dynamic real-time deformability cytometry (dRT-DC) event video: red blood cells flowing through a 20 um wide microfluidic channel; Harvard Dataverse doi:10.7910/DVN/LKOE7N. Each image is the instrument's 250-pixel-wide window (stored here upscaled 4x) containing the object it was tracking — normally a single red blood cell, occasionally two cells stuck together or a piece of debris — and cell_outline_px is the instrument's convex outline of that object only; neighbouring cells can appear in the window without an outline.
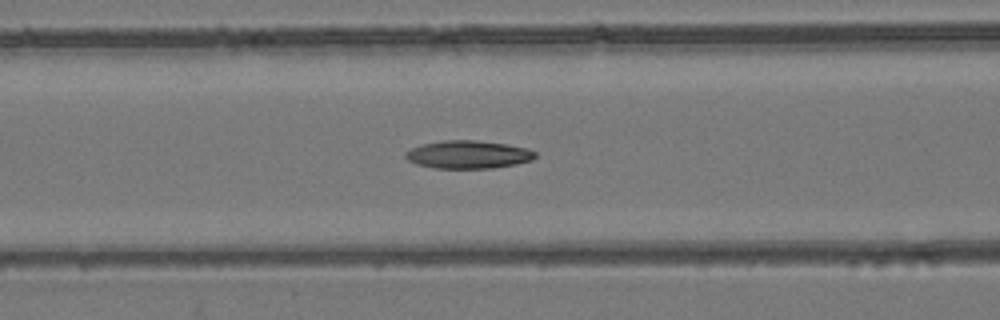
{"species": "common noctule bat (a hibernating species)", "species_latin": "Nyctalus noctula", "temperature_condition": "room temperature", "stored_images_in_passage": 54, "camera_frame_rate_fps": 3000, "um_per_image_px": 0.085, "animal": {"sex": "female", "body_mass_g": 24.6, "forearm_length_mm": 56.2}, "frame": {"image": 1, "passage_image": 23, "time_ms": 7.333, "image_size_px": [1000, 320], "cell_outline_px": [[536, 156], [532, 160], [516, 164], [492, 168], [432, 168], [416, 164], [408, 160], [404, 156], [404, 152], [412, 148], [424, 144], [440, 140], [476, 140], [508, 144], [528, 148], [536, 152]], "centroid_in_image_um": [39.8, 13.13], "position_along_channel_um": 126.8, "area_um2": 21.27}}
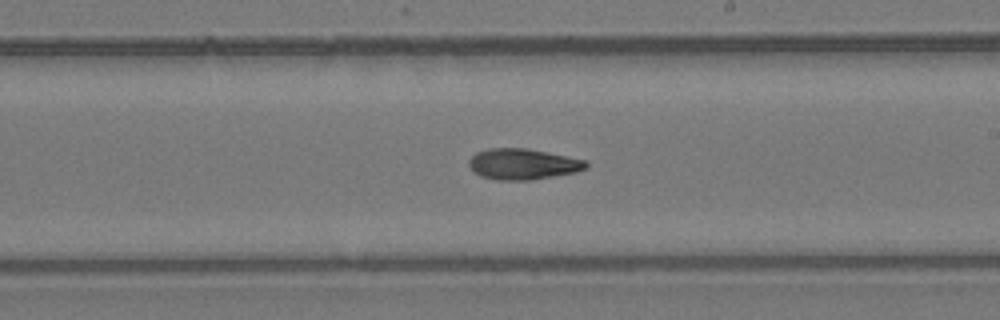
{"frame": {"image": 2, "passage_image": 32, "time_ms": 10.333, "image_size_px": [1000, 320], "cell_outline_px": [[588, 168], [576, 172], [532, 180], [496, 180], [480, 176], [468, 164], [468, 160], [476, 152], [488, 148], [524, 148], [584, 160], [588, 164]], "centroid_in_image_um": [44.41, 13.96], "position_along_channel_um": 244.6, "area_um2": 20.87}}
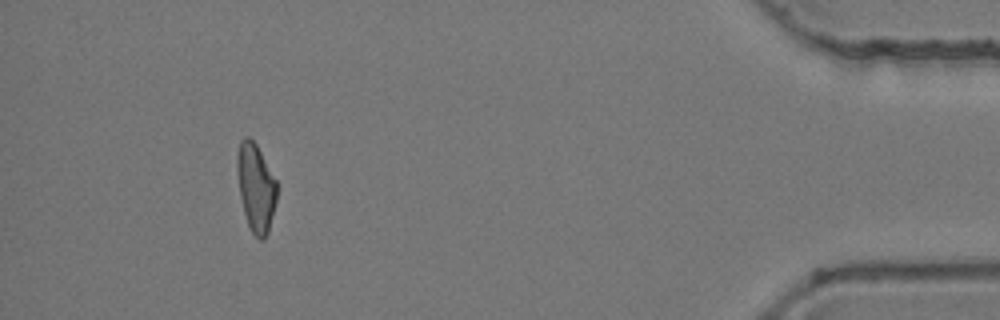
{"frame": {"image": 3, "passage_image": 50, "time_ms": 16.333, "image_size_px": [1000, 320], "cell_outline_px": [[276, 200], [268, 232], [264, 240], [260, 240], [252, 232], [248, 224], [244, 212], [240, 196], [236, 168], [236, 156], [240, 140], [244, 136], [248, 136], [256, 144], [276, 180]], "centroid_in_image_um": [21.72, 15.91], "position_along_channel_um": 413.5, "area_um2": 20.23}, "authors_computed_cell_mechanics": {"area_um2": 20.7213, "velocity_mm_per_s": 3.9248, "shape_relaxation_time_tau1_ms": null, "shape_relaxation_time_tau2_ms": 7.4895, "deformation_change_tau1": null, "deformation_change_tau2": 0.1753}}